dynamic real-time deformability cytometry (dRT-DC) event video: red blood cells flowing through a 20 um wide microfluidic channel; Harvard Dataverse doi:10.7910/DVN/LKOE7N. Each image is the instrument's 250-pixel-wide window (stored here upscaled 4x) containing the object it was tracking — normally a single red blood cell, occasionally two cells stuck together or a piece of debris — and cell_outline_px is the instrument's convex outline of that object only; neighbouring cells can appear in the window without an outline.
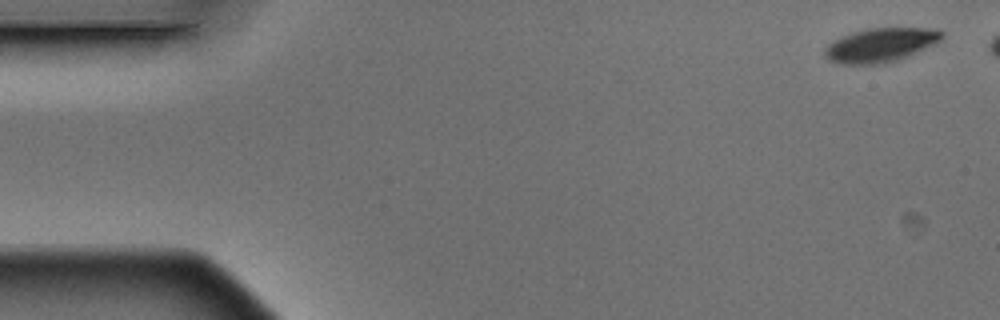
{"species": "Egyptian fruit bat (a non-hibernating species)", "species_latin": "Rousettus aegyptiacus", "temperature_condition": "warm", "stored_images_in_passage": 5, "camera_frame_rate_fps": 3000, "um_per_image_px": 0.085, "animal": {"sex": "male"}, "frame": {"image": 1, "passage_image": 1, "time_ms": 0.0, "image_size_px": [1000, 320], "cell_outline_px": [[944, 36], [940, 40], [932, 44], [896, 60], [880, 64], [840, 64], [828, 60], [824, 56], [824, 48], [828, 44], [852, 32], [872, 28], [936, 28], [944, 32]], "centroid_in_image_um": [74.82, 3.82], "position_along_channel_um": 10.2, "area_um2": 22.83}}